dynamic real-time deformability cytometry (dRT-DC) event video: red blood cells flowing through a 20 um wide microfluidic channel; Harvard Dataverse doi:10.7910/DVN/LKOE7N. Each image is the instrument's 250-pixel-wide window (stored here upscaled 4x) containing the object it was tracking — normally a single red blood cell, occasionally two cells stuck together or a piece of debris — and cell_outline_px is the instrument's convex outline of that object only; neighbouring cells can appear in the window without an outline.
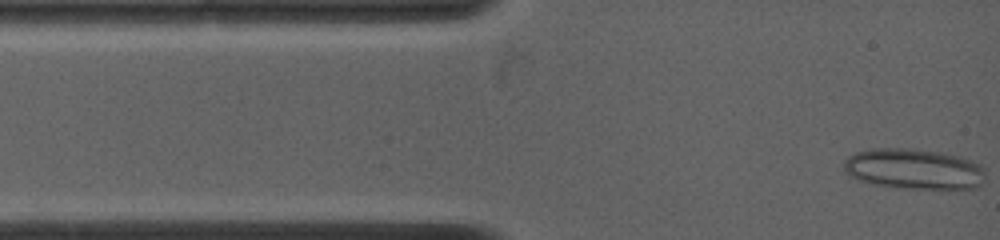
{"species": "common noctule bat (a hibernating species)", "species_latin": "Nyctalus noctula", "temperature_condition": "warm", "stored_images_in_passage": 32, "camera_frame_rate_fps": 4500, "um_per_image_px": 0.085, "animal": {"sex": "female", "body_mass_g": 19.0, "forearm_length_mm": 53.3}, "frame": {"image": 1, "passage_image": 1, "time_ms": 0.0, "image_size_px": [1000, 240], "cell_outline_px": [[984, 176], [980, 184], [976, 188], [896, 188], [872, 184], [848, 176], [844, 168], [844, 160], [848, 156], [856, 152], [876, 148], [912, 148], [944, 152], [960, 156], [980, 164], [984, 168]], "centroid_in_image_um": [77.66, 14.35], "position_along_channel_um": 7.3, "area_um2": 33.64}}
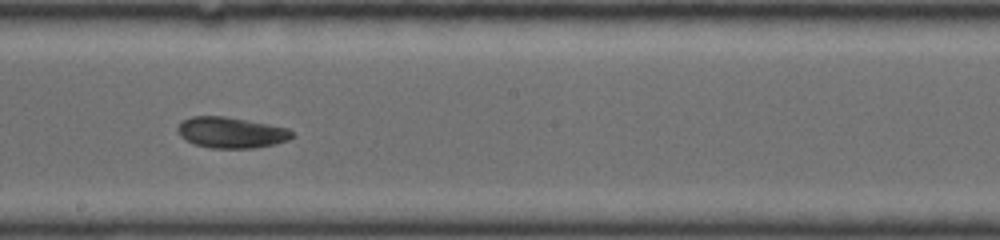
{"frame": {"image": 2, "passage_image": 14, "time_ms": 6.889, "image_size_px": [1000, 240], "cell_outline_px": [[296, 136], [288, 140], [276, 144], [256, 148], [212, 148], [192, 144], [184, 140], [180, 136], [176, 128], [184, 120], [192, 116], [224, 116], [288, 128]], "centroid_in_image_um": [19.64, 11.28], "position_along_channel_um": 228.6, "area_um2": 20.69}}
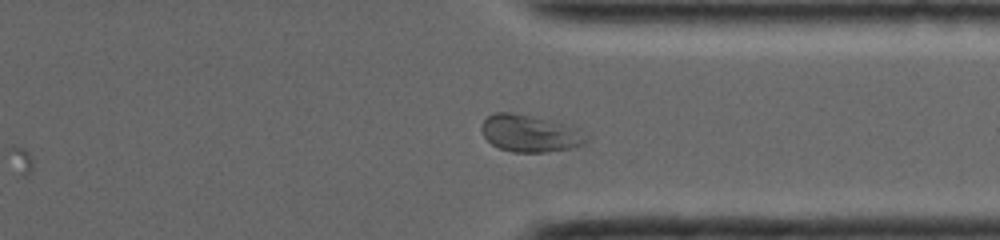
{"frame": {"image": 3, "passage_image": 22, "time_ms": 10.444, "image_size_px": [1000, 240], "cell_outline_px": [[588, 140], [584, 144], [572, 148], [548, 152], [512, 152], [500, 148], [492, 144], [484, 136], [480, 128], [480, 124], [488, 116], [496, 112], [508, 112], [548, 120], [580, 128], [588, 136]], "centroid_in_image_um": [45.06, 11.35], "position_along_channel_um": 366.3, "area_um2": 22.6}, "authors_computed_cell_mechanics": {"area_um2": 21.0103, "velocity_mm_per_s": 3.8672, "shape_relaxation_time_tau1_ms": null, "shape_relaxation_time_tau2_ms": 4.6037, "deformation_change_tau1": null, "deformation_change_tau2": 0.0819}}